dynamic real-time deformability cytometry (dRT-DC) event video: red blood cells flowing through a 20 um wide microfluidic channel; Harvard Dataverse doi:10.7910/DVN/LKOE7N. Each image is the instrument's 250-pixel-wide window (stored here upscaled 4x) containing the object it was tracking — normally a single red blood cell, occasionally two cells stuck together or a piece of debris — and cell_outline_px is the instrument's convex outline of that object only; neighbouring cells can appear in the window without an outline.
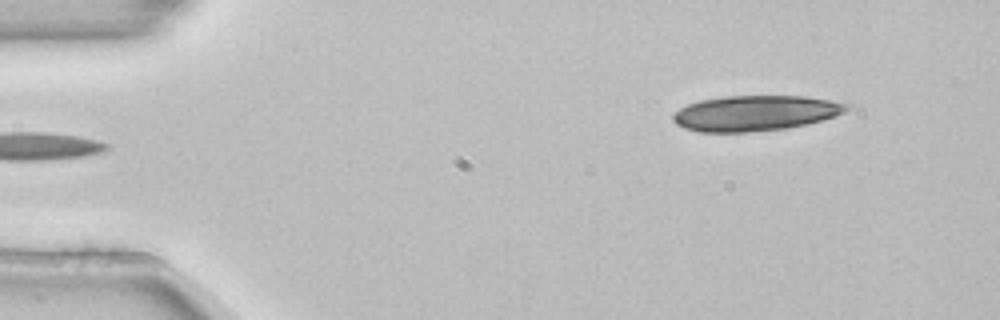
{"species": "common noctule bat (a hibernating species)", "species_latin": "Nyctalus noctula", "temperature_condition": "room temperature", "stored_images_in_passage": 4, "segment_of_instrument_passage": [2, 2], "camera_frame_rate_fps": 3000, "um_per_image_px": 0.085, "animal": {"sex": "female", "body_mass_g": 22.7, "forearm_length_mm": 54.2}, "frame": {"image": 1, "passage_image": 4, "time_ms": 1.0, "image_size_px": [1000, 320], "cell_outline_px": [[852, 104], [844, 112], [836, 116], [788, 128], [748, 132], [700, 132], [684, 128], [676, 124], [672, 120], [672, 116], [680, 108], [688, 104], [700, 100], [728, 96], [804, 96], [832, 100]], "centroid_in_image_um": [64.2, 9.61], "position_along_channel_um": 20.8, "area_um2": 35.78}}